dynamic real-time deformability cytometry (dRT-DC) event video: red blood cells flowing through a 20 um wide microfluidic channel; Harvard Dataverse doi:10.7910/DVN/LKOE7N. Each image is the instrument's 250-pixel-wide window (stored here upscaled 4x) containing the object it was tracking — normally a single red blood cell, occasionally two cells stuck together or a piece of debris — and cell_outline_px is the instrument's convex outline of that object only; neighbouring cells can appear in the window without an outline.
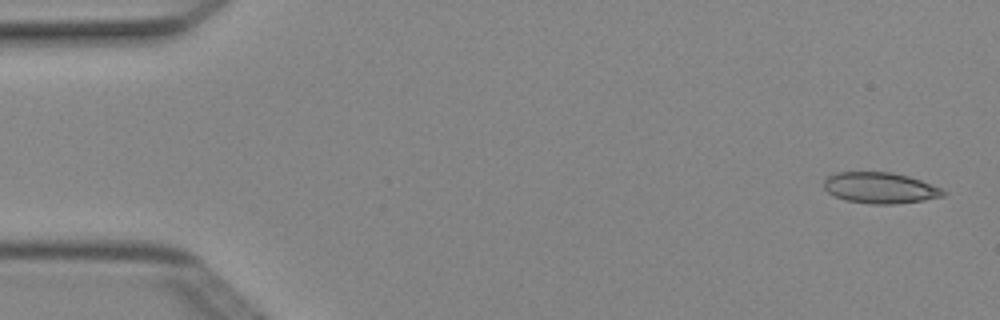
{"species": "Egyptian fruit bat (a non-hibernating species)", "species_latin": "Rousettus aegyptiacus", "temperature_condition": "cold", "stored_images_in_passage": 6, "camera_frame_rate_fps": 3000, "um_per_image_px": 0.085, "animal": {"sex": "female"}, "frame": {"image": 1, "passage_image": 1, "time_ms": 0.0, "image_size_px": [1000, 320], "cell_outline_px": [[948, 192], [944, 196], [924, 200], [892, 204], [868, 204], [844, 200], [828, 192], [824, 188], [824, 180], [828, 176], [836, 172], [892, 172], [908, 176], [944, 188]], "centroid_in_image_um": [74.84, 15.97], "position_along_channel_um": 10.2, "area_um2": 21.73}}
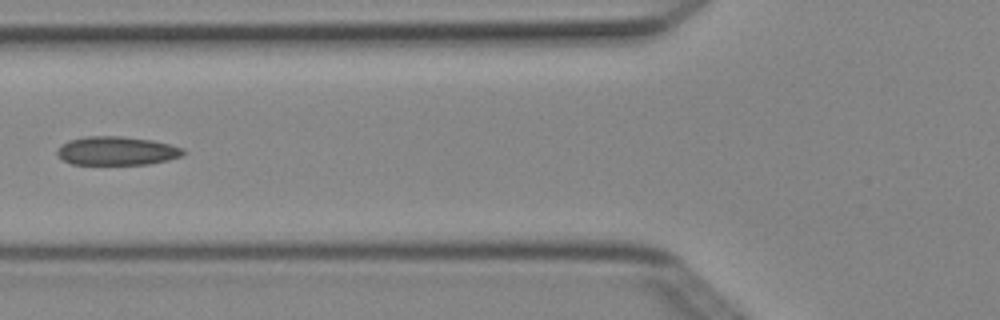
{"frame": {"image": 2, "passage_image": 5, "time_ms": 1.333, "image_size_px": [1000, 320], "cell_outline_px": [[188, 152], [180, 156], [168, 160], [148, 164], [72, 164], [64, 160], [56, 152], [68, 140], [84, 136], [124, 136], [152, 140], [172, 144], [184, 148]], "centroid_in_image_um": [9.99, 12.81], "position_along_channel_um": 115.8, "area_um2": 21.1}}
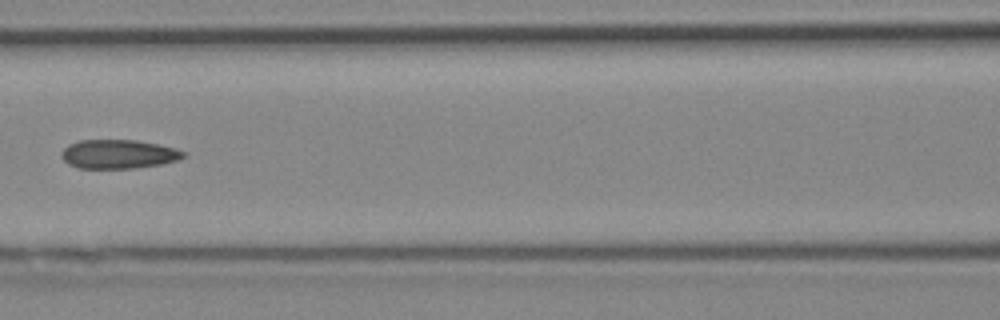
{"frame": {"image": 3, "passage_image": 6, "time_ms": 1.667, "image_size_px": [1000, 320], "cell_outline_px": [[188, 152], [184, 156], [176, 160], [164, 164], [132, 168], [76, 168], [68, 164], [60, 156], [60, 152], [68, 144], [80, 140], [136, 140], [176, 148]], "centroid_in_image_um": [10.05, 13.1], "position_along_channel_um": 156.6, "area_um2": 20.69}}